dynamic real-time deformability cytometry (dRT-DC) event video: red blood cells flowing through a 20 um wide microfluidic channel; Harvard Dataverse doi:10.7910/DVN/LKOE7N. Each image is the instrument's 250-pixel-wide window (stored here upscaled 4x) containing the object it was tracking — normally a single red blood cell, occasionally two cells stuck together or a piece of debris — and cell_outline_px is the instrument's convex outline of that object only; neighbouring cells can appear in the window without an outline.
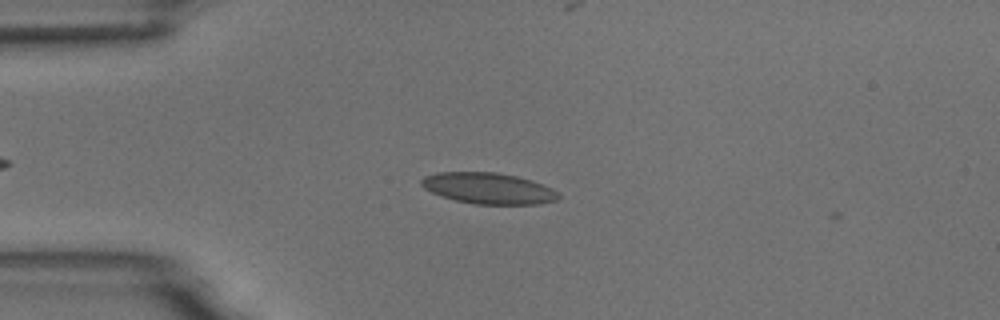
{"species": "common noctule bat (a hibernating species)", "species_latin": "Nyctalus noctula", "temperature_condition": "room temperature", "stored_images_in_passage": 3, "camera_frame_rate_fps": 3000, "um_per_image_px": 0.085, "animal": {"sex": "male", "body_mass_g": 18.8}, "frame": {"image": 1, "passage_image": 2, "time_ms": 0.333, "image_size_px": [1000, 320], "cell_outline_px": [[560, 196], [556, 200], [540, 204], [476, 204], [456, 200], [432, 192], [424, 188], [420, 184], [420, 180], [424, 176], [436, 172], [496, 172], [516, 176], [532, 180], [552, 188], [560, 192]], "centroid_in_image_um": [41.53, 16.0], "position_along_channel_um": 43.5, "area_um2": 24.85}}